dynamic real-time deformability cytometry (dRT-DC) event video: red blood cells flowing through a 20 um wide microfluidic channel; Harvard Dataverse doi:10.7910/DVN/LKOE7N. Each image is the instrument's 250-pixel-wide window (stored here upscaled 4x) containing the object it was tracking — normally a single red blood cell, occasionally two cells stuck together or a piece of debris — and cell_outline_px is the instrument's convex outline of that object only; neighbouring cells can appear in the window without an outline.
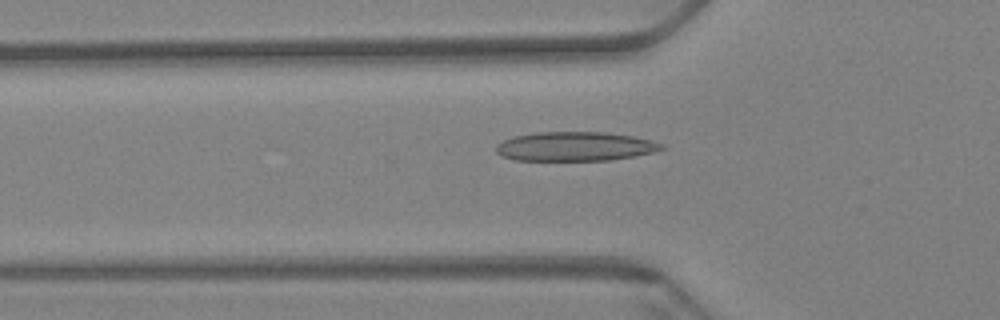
{"species": "Egyptian fruit bat (a non-hibernating species)", "species_latin": "Rousettus aegyptiacus", "temperature_condition": "warm", "stored_images_in_passage": 49, "camera_frame_rate_fps": 3000, "um_per_image_px": 0.085, "animal": {"sex": "female"}, "frame": {"image": 1, "passage_image": 9, "time_ms": 2.667, "image_size_px": [1000, 320], "cell_outline_px": [[668, 148], [636, 156], [608, 160], [516, 160], [500, 156], [496, 152], [496, 144], [504, 140], [516, 136], [536, 132], [604, 132], [632, 136], [664, 144]], "centroid_in_image_um": [48.88, 12.45], "position_along_channel_um": 76.9, "area_um2": 28.09}}
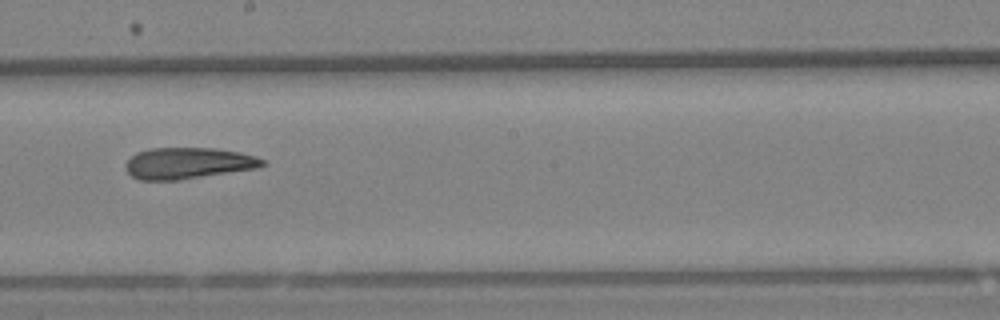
{"frame": {"image": 2, "passage_image": 23, "time_ms": 7.333, "image_size_px": [1000, 320], "cell_outline_px": [[268, 164], [256, 168], [180, 180], [140, 180], [132, 176], [128, 172], [124, 164], [136, 152], [152, 148], [216, 148], [240, 152], [256, 156], [268, 160]], "centroid_in_image_um": [16.03, 13.87], "position_along_channel_um": 232.2, "area_um2": 25.14}}
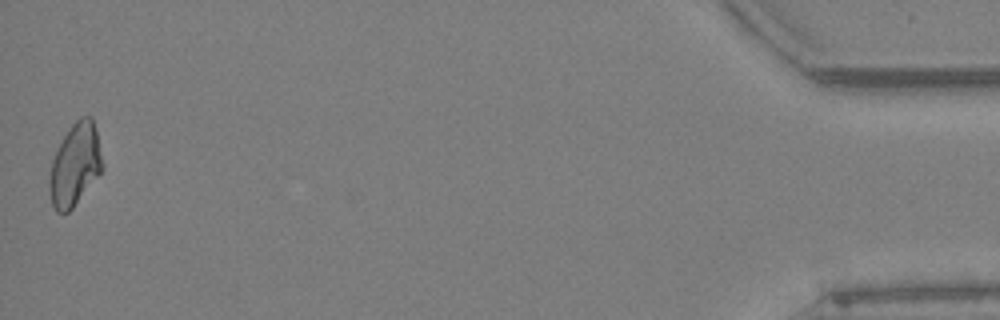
{"frame": {"image": 3, "passage_image": 49, "time_ms": 16.0, "image_size_px": [1000, 320], "cell_outline_px": [[104, 168], [72, 208], [68, 212], [56, 212], [52, 204], [48, 188], [48, 180], [52, 160], [68, 128], [80, 116], [92, 116], [104, 164]], "centroid_in_image_um": [6.37, 14.0], "position_along_channel_um": 428.8, "area_um2": 25.26}, "authors_computed_cell_mechanics": {"area_um2": 25.6054, "velocity_mm_per_s": 3.3408, "shape_relaxation_time_tau1_ms": null, "shape_relaxation_time_tau2_ms": 5.4679, "deformation_change_tau1": null, "deformation_change_tau2": 0.1312}}